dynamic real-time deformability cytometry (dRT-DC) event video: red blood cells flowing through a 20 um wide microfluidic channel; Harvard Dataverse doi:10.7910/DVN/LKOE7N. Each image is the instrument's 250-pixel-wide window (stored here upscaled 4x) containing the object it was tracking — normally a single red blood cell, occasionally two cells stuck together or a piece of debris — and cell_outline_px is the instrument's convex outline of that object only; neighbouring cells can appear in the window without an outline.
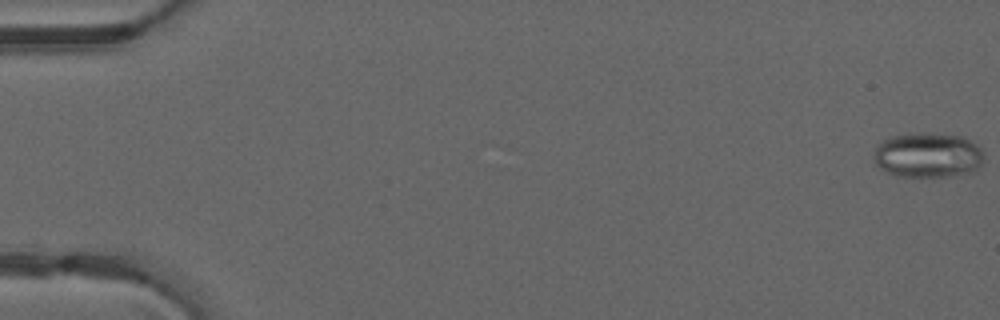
{"species": "common noctule bat (a hibernating species)", "species_latin": "Nyctalus noctula", "temperature_condition": "warm", "stored_images_in_passage": 16, "camera_frame_rate_fps": 3000, "um_per_image_px": 0.085, "animal": {"sex": "male", "forearm_length_mm": 52.5}, "frame": {"image": 1, "passage_image": 1, "time_ms": 0.0, "image_size_px": [1000, 320], "cell_outline_px": [[984, 160], [972, 172], [948, 176], [896, 176], [884, 172], [876, 164], [872, 156], [872, 152], [876, 144], [880, 140], [892, 136], [920, 132], [928, 132], [964, 136], [976, 144], [984, 152]], "centroid_in_image_um": [78.82, 13.16], "position_along_channel_um": 6.2, "area_um2": 29.48}}